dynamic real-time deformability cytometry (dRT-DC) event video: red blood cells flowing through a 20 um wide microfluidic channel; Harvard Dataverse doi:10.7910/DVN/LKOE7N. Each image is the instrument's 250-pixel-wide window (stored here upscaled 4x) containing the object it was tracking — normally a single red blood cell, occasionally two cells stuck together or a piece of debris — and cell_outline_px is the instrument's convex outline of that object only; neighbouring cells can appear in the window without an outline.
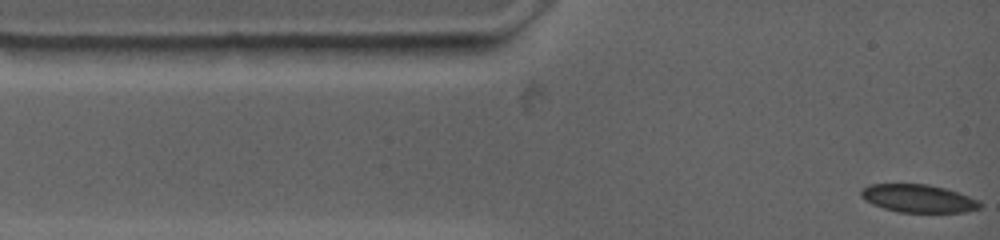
{"species": "common noctule bat (a hibernating species)", "species_latin": "Nyctalus noctula", "temperature_condition": "warm", "stored_images_in_passage": 36, "camera_frame_rate_fps": 4500, "um_per_image_px": 0.085, "animal": {"sex": "female", "body_mass_g": 19.0, "forearm_length_mm": 53.3}, "frame": {"image": 1, "passage_image": 1, "time_ms": 0.0, "image_size_px": [1000, 240], "cell_outline_px": [[984, 204], [980, 208], [964, 212], [896, 212], [872, 204], [864, 200], [860, 196], [860, 192], [864, 188], [872, 184], [924, 184], [944, 188], [980, 200]], "centroid_in_image_um": [78.06, 16.88], "position_along_channel_um": 6.9, "area_um2": 19.31}}
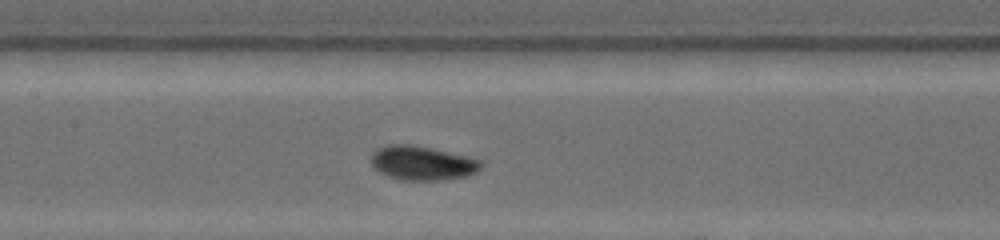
{"frame": {"image": 2, "passage_image": 21, "time_ms": 5.556, "image_size_px": [1000, 240], "cell_outline_px": [[484, 164], [476, 172], [468, 176], [440, 180], [404, 180], [388, 176], [380, 172], [372, 164], [372, 152], [388, 144], [412, 144], [432, 148], [480, 160]], "centroid_in_image_um": [35.9, 13.86], "position_along_channel_um": 171.5, "area_um2": 21.68}}
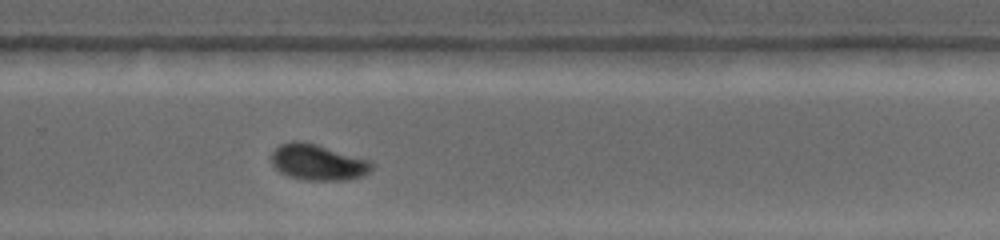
{"frame": {"image": 3, "passage_image": 36, "time_ms": 9.111, "image_size_px": [1000, 240], "cell_outline_px": [[372, 168], [364, 176], [344, 180], [304, 180], [288, 176], [280, 172], [272, 164], [272, 152], [280, 144], [292, 140], [300, 140], [316, 144], [372, 160]], "centroid_in_image_um": [27.03, 13.79], "position_along_channel_um": 302.8, "area_um2": 21.15}}